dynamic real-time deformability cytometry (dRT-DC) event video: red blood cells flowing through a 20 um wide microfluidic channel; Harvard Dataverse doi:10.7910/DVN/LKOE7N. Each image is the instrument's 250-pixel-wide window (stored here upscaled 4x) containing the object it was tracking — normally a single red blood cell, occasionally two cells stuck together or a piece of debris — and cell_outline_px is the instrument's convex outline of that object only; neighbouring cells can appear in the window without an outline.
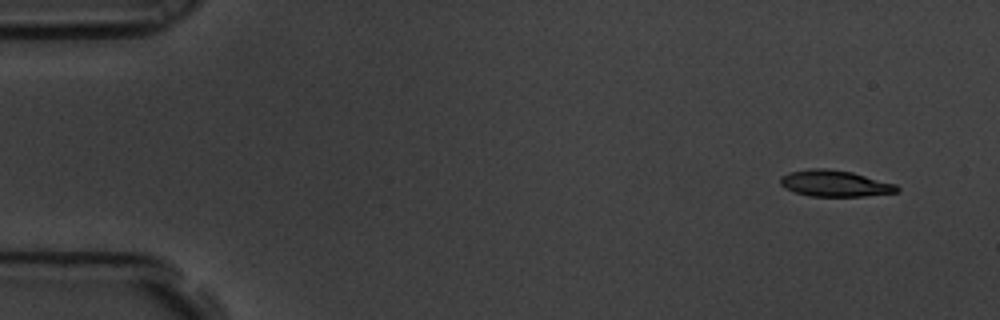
{"species": "common noctule bat (a hibernating species)", "species_latin": "Nyctalus noctula", "temperature_condition": "room temperature", "stored_images_in_passage": 5, "camera_frame_rate_fps": 3000, "um_per_image_px": 0.085, "animal": {"sex": "male", "body_mass_g": 19.5, "forearm_length_mm": 54.6}, "frame": {"image": 1, "passage_image": 1, "time_ms": 0.0, "image_size_px": [1000, 320], "cell_outline_px": [[900, 188], [896, 192], [864, 196], [808, 196], [784, 188], [780, 184], [780, 176], [788, 172], [812, 168], [824, 168], [852, 172], [896, 184]], "centroid_in_image_um": [70.93, 15.59], "position_along_channel_um": 14.1, "area_um2": 17.86}}
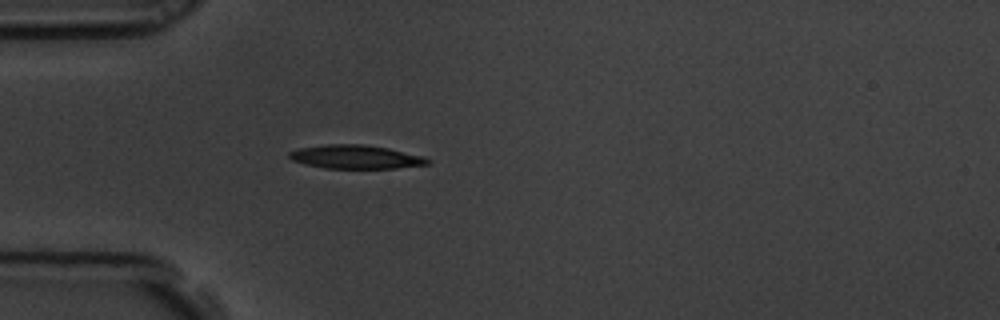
{"frame": {"image": 2, "passage_image": 5, "time_ms": 1.333, "image_size_px": [1000, 320], "cell_outline_px": [[432, 160], [428, 164], [396, 168], [324, 168], [304, 164], [292, 160], [288, 156], [288, 152], [296, 148], [328, 144], [364, 144], [388, 148], [424, 156]], "centroid_in_image_um": [30.21, 13.33], "position_along_channel_um": 54.8, "area_um2": 19.19}}